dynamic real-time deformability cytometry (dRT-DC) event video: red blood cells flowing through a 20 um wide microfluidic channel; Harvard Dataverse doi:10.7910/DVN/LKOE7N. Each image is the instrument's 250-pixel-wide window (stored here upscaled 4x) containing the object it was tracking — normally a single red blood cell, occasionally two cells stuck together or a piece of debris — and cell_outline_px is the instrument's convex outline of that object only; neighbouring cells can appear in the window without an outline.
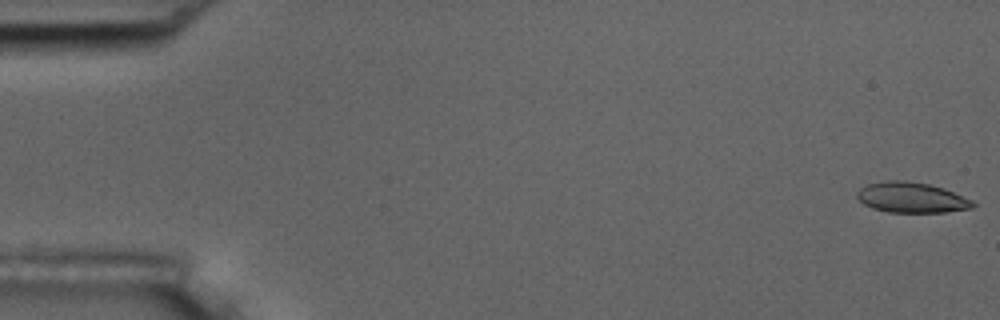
{"species": "common noctule bat (a hibernating species)", "species_latin": "Nyctalus noctula", "temperature_condition": "room temperature", "stored_images_in_passage": 56, "camera_frame_rate_fps": 3000, "um_per_image_px": 0.085, "animal": {"sex": "male", "body_mass_g": 17.5, "forearm_length_mm": 52.3}, "frame": {"image": 1, "passage_image": 1, "time_ms": 0.0, "image_size_px": [1000, 320], "cell_outline_px": [[976, 204], [972, 208], [944, 212], [888, 212], [872, 208], [864, 204], [856, 196], [856, 192], [860, 188], [868, 184], [888, 180], [904, 180], [928, 184], [944, 188], [972, 200]], "centroid_in_image_um": [77.47, 16.79], "position_along_channel_um": 7.5, "area_um2": 20.46}}
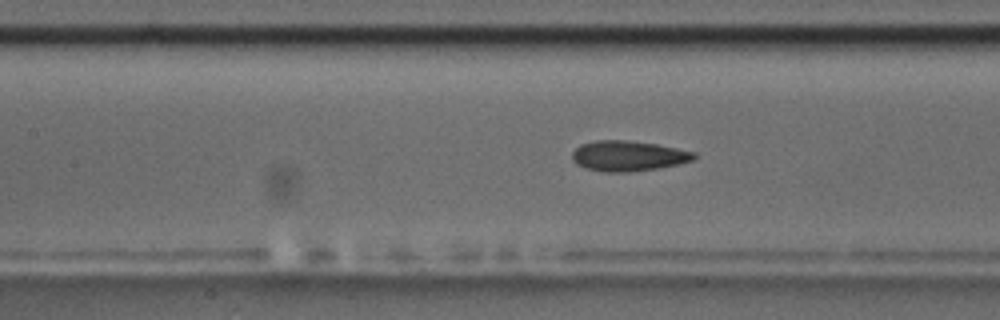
{"frame": {"image": 2, "passage_image": 25, "time_ms": 8.0, "image_size_px": [1000, 320], "cell_outline_px": [[696, 156], [692, 160], [676, 164], [656, 168], [628, 172], [604, 172], [584, 168], [576, 164], [572, 160], [572, 152], [580, 144], [596, 140], [624, 140], [656, 144], [696, 152]], "centroid_in_image_um": [53.34, 13.25], "position_along_channel_um": 154.1, "area_um2": 21.44}}
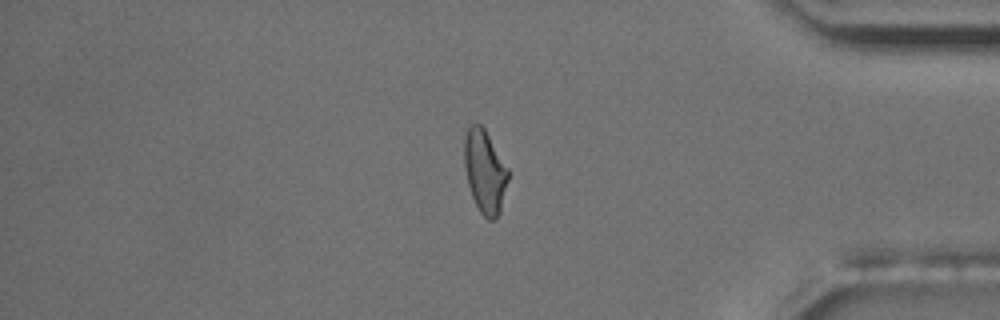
{"frame": {"image": 3, "passage_image": 47, "time_ms": 15.333, "image_size_px": [1000, 320], "cell_outline_px": [[508, 180], [500, 212], [492, 220], [488, 220], [480, 212], [472, 196], [468, 184], [464, 164], [464, 136], [468, 128], [472, 124], [480, 124], [484, 128], [508, 168]], "centroid_in_image_um": [41.2, 14.57], "position_along_channel_um": 394.0, "area_um2": 21.04}, "authors_computed_cell_mechanics": {"area_um2": 21.1259, "velocity_mm_per_s": 3.6398, "shape_relaxation_time_tau1_ms": 3.7247, "shape_relaxation_time_tau2_ms": 1.6401, "deformation_change_tau1": 0.1444, "deformation_change_tau2": 0.0998}}